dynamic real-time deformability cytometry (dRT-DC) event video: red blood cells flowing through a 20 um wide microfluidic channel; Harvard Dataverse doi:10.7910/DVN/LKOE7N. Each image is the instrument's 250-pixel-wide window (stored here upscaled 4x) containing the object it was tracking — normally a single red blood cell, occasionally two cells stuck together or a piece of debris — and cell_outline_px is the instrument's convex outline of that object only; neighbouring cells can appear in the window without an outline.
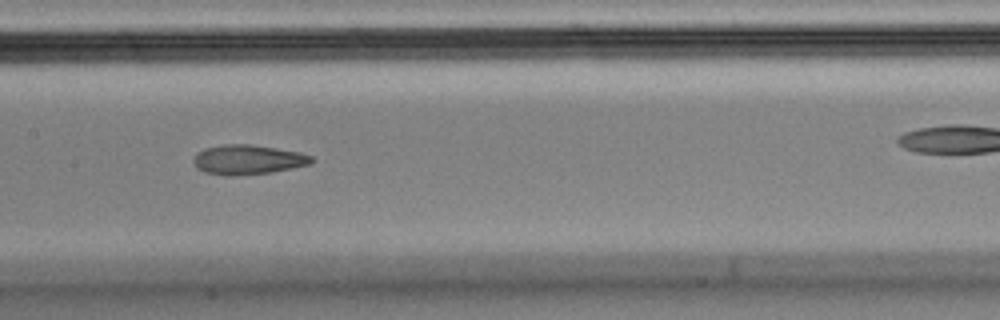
{"species": "Egyptian fruit bat (a non-hibernating species)", "species_latin": "Rousettus aegyptiacus", "temperature_condition": "cold", "stored_images_in_passage": 8, "camera_frame_rate_fps": 3000, "um_per_image_px": 0.085, "animal": {"sex": "male"}, "frame": {"image": 1, "passage_image": 7, "time_ms": 2.0, "image_size_px": [1000, 320], "cell_outline_px": [[316, 160], [312, 164], [272, 172], [236, 176], [224, 176], [204, 172], [196, 168], [192, 160], [196, 152], [204, 148], [224, 144], [248, 144], [300, 152], [312, 156]], "centroid_in_image_um": [21.05, 13.58], "position_along_channel_um": 186.3, "area_um2": 20.69}}